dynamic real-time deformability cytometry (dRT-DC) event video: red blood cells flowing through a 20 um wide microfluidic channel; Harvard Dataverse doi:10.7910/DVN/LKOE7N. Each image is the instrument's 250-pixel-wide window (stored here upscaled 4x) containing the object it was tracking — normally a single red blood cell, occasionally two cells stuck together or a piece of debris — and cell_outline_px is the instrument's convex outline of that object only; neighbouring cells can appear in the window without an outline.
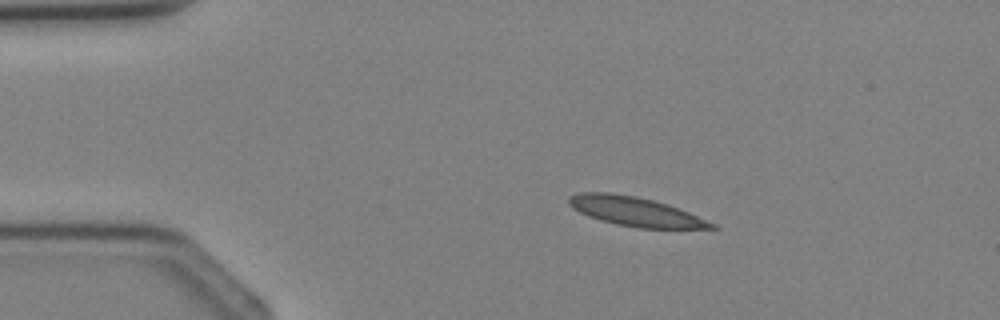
{"species": "Egyptian fruit bat (a non-hibernating species)", "species_latin": "Rousettus aegyptiacus", "temperature_condition": "cold", "stored_images_in_passage": 3, "segment_of_instrument_passage": [1, 2], "camera_frame_rate_fps": 3000, "um_per_image_px": 0.085, "animal": {"sex": "female"}, "frame": {"image": 1, "passage_image": 1, "time_ms": 0.0, "image_size_px": [1000, 320], "cell_outline_px": [[720, 228], [636, 228], [616, 224], [600, 220], [588, 216], [572, 208], [568, 204], [568, 196], [580, 192], [608, 192], [636, 196], [668, 204], [688, 212], [716, 224]], "centroid_in_image_um": [53.96, 17.97], "position_along_channel_um": 31.0, "area_um2": 24.22}}